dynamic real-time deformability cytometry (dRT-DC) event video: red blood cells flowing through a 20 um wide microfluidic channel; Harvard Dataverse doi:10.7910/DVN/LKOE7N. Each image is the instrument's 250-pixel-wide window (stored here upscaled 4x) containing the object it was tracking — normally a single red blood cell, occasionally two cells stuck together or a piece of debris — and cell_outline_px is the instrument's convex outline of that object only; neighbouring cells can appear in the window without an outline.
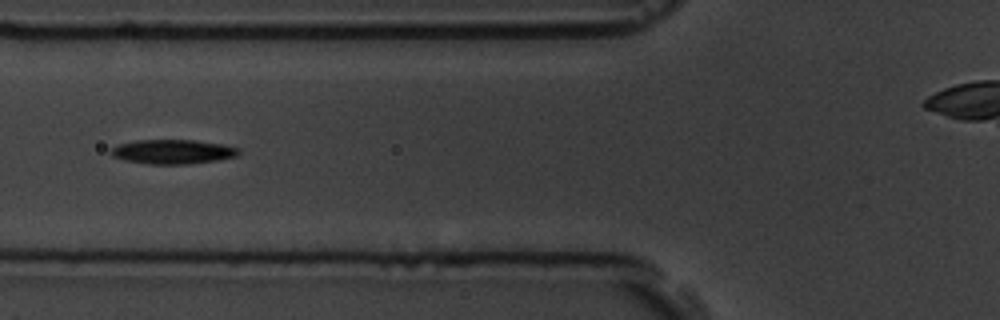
{"species": "common noctule bat (a hibernating species)", "species_latin": "Nyctalus noctula", "temperature_condition": "room temperature", "stored_images_in_passage": 37, "camera_frame_rate_fps": 3000, "um_per_image_px": 0.085, "animal": {"sex": "male", "body_mass_g": 19.5, "forearm_length_mm": 54.6}, "frame": {"image": 1, "passage_image": 6, "time_ms": 1.667, "image_size_px": [1000, 320], "cell_outline_px": [[240, 152], [236, 156], [216, 160], [188, 164], [148, 164], [124, 160], [112, 156], [108, 152], [116, 144], [136, 140], [192, 140], [224, 144], [240, 148]], "centroid_in_image_um": [14.65, 12.89], "position_along_channel_um": 111.2, "area_um2": 18.26}}
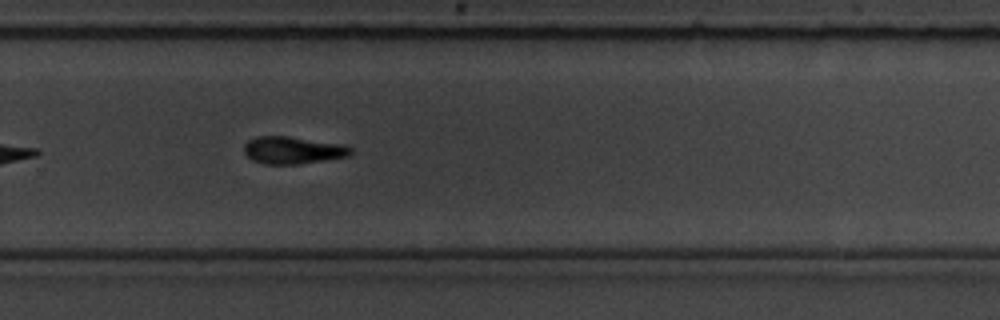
{"frame": {"image": 2, "passage_image": 22, "time_ms": 7.0, "image_size_px": [1000, 320], "cell_outline_px": [[352, 152], [348, 156], [300, 164], [264, 164], [252, 160], [244, 152], [244, 144], [248, 140], [256, 136], [288, 136], [348, 144], [352, 148]], "centroid_in_image_um": [24.92, 12.75], "position_along_channel_um": 304.9, "area_um2": 17.22}, "authors_computed_cell_mechanics": {"area_um2": 18.0914, "velocity_mm_per_s": 3.64, "shape_relaxation_time_tau1_ms": 3.7569, "shape_relaxation_time_tau2_ms": null, "deformation_change_tau1": 0.1255, "deformation_change_tau2": null}}